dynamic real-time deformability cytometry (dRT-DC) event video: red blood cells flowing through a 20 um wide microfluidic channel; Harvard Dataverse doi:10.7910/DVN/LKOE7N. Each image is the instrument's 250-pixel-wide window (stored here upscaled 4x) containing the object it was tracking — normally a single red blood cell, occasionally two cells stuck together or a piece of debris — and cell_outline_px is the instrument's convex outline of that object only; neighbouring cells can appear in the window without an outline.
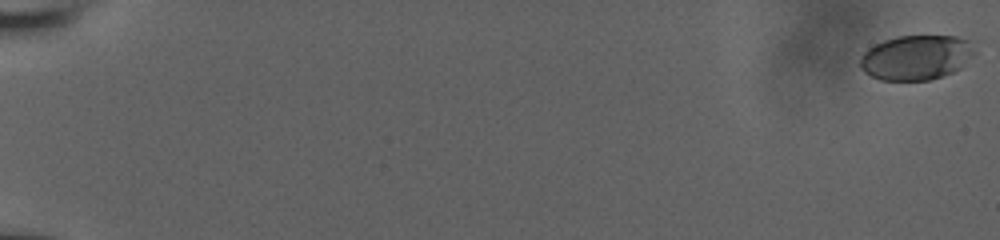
{"species": "human", "species_latin": "Homo sapiens", "temperature_condition": "room temperature", "stored_images_in_passage": 91, "camera_frame_rate_fps": 3000, "um_per_image_px": 0.085, "donor": {"sex": "male"}, "frame": {"image": 1, "passage_image": 1, "time_ms": 0.0, "image_size_px": [1000, 240], "cell_outline_px": [[976, 52], [960, 68], [952, 72], [928, 80], [880, 80], [864, 72], [860, 68], [860, 56], [868, 48], [884, 40], [896, 36], [956, 36], [968, 40]], "centroid_in_image_um": [77.85, 4.88], "position_along_channel_um": 7.2, "area_um2": 29.77}}
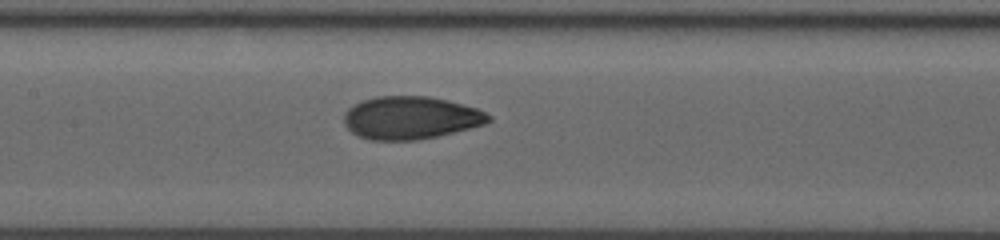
{"frame": {"image": 2, "passage_image": 50, "time_ms": 10.333, "image_size_px": [1000, 240], "cell_outline_px": [[492, 120], [484, 124], [436, 136], [416, 140], [372, 140], [360, 136], [352, 132], [344, 124], [344, 112], [352, 104], [376, 96], [428, 96], [476, 108], [492, 116]], "centroid_in_image_um": [34.86, 10.01], "position_along_channel_um": 172.5, "area_um2": 35.72}}
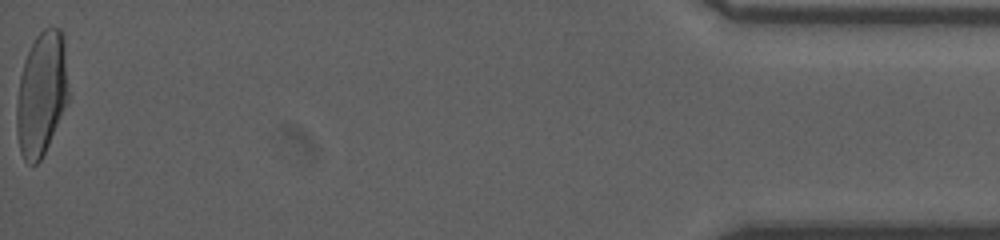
{"frame": {"image": 3, "passage_image": 91, "time_ms": 19.333, "image_size_px": [1000, 240], "cell_outline_px": [[68, 100], [48, 144], [40, 160], [36, 164], [28, 164], [24, 160], [20, 152], [16, 132], [16, 104], [20, 76], [24, 60], [36, 36], [44, 28], [60, 28], [64, 36], [68, 92]], "centroid_in_image_um": [3.51, 7.97], "position_along_channel_um": 431.7, "area_um2": 37.28}, "authors_computed_cell_mechanics": {"area_um2": 34.9112, "velocity_mm_per_s": 3.8582, "shape_relaxation_time_tau1_ms": 5.9424, "shape_relaxation_time_tau2_ms": 0.9059, "deformation_change_tau1": 0.2165, "deformation_change_tau2": 0.0551}}